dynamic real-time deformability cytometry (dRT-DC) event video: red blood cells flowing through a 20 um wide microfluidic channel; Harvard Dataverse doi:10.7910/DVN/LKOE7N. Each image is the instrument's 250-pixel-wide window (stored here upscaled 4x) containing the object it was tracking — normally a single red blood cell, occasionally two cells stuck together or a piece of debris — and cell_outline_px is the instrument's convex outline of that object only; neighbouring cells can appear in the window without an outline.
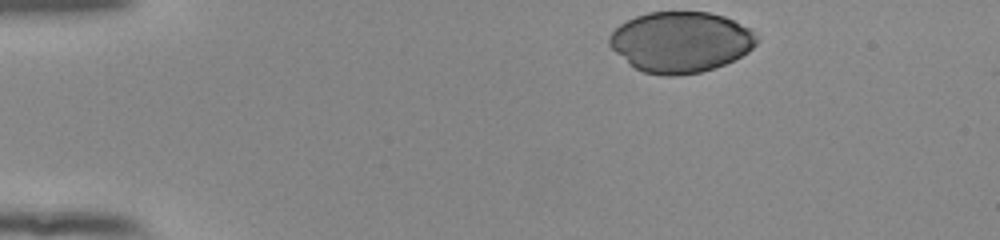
{"species": "human", "species_latin": "Homo sapiens", "temperature_condition": "room temperature", "stored_images_in_passage": 36, "camera_frame_rate_fps": 3000, "um_per_image_px": 0.085, "donor": {"sex": "female"}, "frame": {"image": 1, "passage_image": 1, "time_ms": 0.0, "image_size_px": [1000, 240], "cell_outline_px": [[760, 40], [748, 52], [724, 64], [700, 72], [676, 76], [668, 76], [644, 72], [628, 64], [608, 44], [608, 36], [620, 24], [636, 16], [648, 12], [708, 12], [724, 16], [752, 28], [756, 32]], "centroid_in_image_um": [57.88, 3.56], "position_along_channel_um": 27.1, "area_um2": 52.25}}